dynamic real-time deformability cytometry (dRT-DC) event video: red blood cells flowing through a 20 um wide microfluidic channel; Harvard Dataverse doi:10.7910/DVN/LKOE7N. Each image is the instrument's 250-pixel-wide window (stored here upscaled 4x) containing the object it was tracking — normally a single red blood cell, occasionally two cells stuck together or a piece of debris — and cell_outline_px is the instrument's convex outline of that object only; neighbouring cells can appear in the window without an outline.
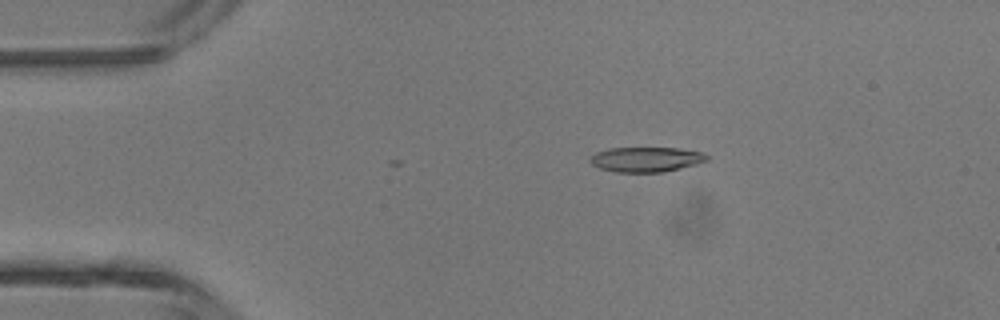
{"species": "common noctule bat (a hibernating species)", "species_latin": "Nyctalus noctula", "temperature_condition": "room temperature", "stored_images_in_passage": 4, "camera_frame_rate_fps": 3000, "um_per_image_px": 0.085, "animal": {"sex": "male", "body_mass_g": 13.3}, "frame": {"image": 1, "passage_image": 3, "time_ms": 0.667, "image_size_px": [1000, 320], "cell_outline_px": [[708, 160], [696, 164], [680, 168], [660, 172], [616, 172], [600, 168], [592, 164], [588, 160], [596, 152], [608, 148], [676, 148], [704, 152], [708, 156]], "centroid_in_image_um": [54.92, 13.54], "position_along_channel_um": 30.1, "area_um2": 16.88}}